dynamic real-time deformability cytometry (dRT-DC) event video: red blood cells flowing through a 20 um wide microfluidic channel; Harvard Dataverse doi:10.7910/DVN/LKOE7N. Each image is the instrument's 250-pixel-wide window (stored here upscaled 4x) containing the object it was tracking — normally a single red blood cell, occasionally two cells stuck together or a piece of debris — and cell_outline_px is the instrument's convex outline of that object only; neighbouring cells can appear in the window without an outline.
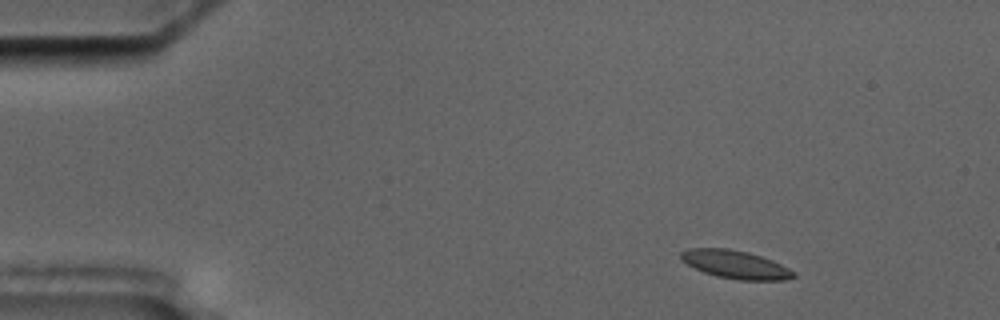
{"species": "common noctule bat (a hibernating species)", "species_latin": "Nyctalus noctula", "temperature_condition": "cold", "stored_images_in_passage": 3, "camera_frame_rate_fps": 3000, "um_per_image_px": 0.085, "animal": {"sex": "male", "body_mass_g": 17.5, "forearm_length_mm": 52.3}, "frame": {"image": 1, "passage_image": 1, "time_ms": 0.0, "image_size_px": [1000, 320], "cell_outline_px": [[796, 276], [784, 280], [740, 280], [716, 276], [704, 272], [680, 260], [680, 252], [688, 248], [728, 248], [748, 252], [772, 260], [796, 272]], "centroid_in_image_um": [62.5, 22.48], "position_along_channel_um": 22.5, "area_um2": 18.44}}